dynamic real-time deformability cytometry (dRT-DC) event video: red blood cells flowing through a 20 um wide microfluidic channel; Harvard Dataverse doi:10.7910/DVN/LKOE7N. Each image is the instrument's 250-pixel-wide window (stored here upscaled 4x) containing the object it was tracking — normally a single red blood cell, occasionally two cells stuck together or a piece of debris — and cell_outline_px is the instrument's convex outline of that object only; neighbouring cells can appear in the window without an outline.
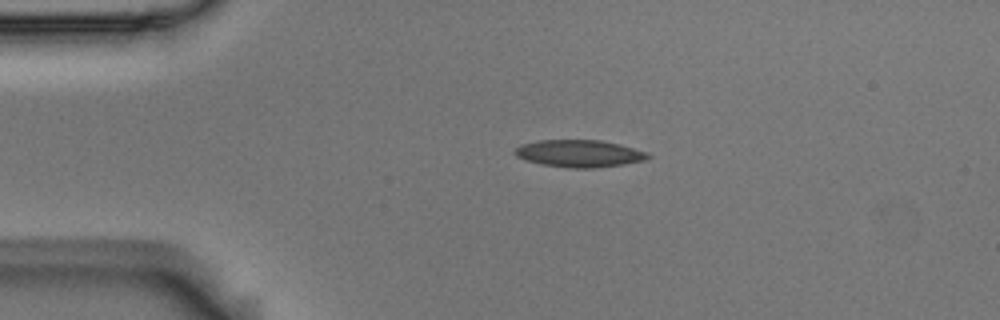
{"species": "Egyptian fruit bat (a non-hibernating species)", "species_latin": "Rousettus aegyptiacus", "temperature_condition": "room temperature", "stored_images_in_passage": 2, "camera_frame_rate_fps": 3000, "um_per_image_px": 0.085, "animal": {"sex": "male"}, "frame": {"image": 1, "passage_image": 1, "time_ms": 0.0, "image_size_px": [1000, 320], "cell_outline_px": [[652, 156], [644, 160], [624, 164], [592, 168], [572, 168], [540, 164], [524, 160], [516, 156], [512, 152], [520, 144], [540, 140], [600, 140], [620, 144], [648, 152]], "centroid_in_image_um": [49.22, 13.04], "position_along_channel_um": 35.8, "area_um2": 21.21}}